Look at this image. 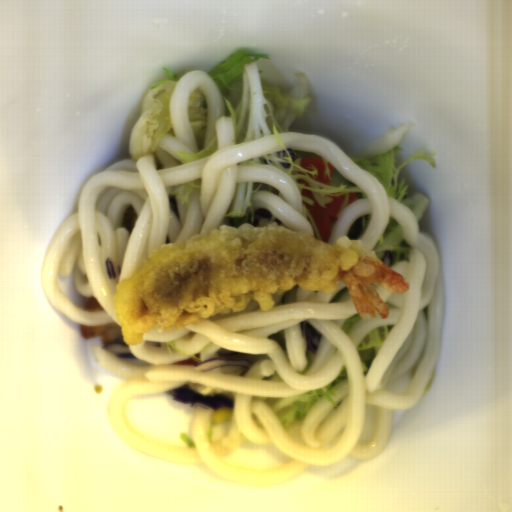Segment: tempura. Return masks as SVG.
<instances>
[{"label":"tempura","mask_w":512,"mask_h":512,"mask_svg":"<svg viewBox=\"0 0 512 512\" xmlns=\"http://www.w3.org/2000/svg\"><path fill=\"white\" fill-rule=\"evenodd\" d=\"M343 281L356 313L388 319L389 303L372 283L392 293L410 290L403 274L373 250L342 236L324 243L273 221L267 226L221 225L155 248L115 286L113 313L128 344H143L148 331L205 321L245 310L256 299L263 312L275 308L274 294L299 285L331 293Z\"/></svg>","instance_id":"tempura-1"}]
</instances>
